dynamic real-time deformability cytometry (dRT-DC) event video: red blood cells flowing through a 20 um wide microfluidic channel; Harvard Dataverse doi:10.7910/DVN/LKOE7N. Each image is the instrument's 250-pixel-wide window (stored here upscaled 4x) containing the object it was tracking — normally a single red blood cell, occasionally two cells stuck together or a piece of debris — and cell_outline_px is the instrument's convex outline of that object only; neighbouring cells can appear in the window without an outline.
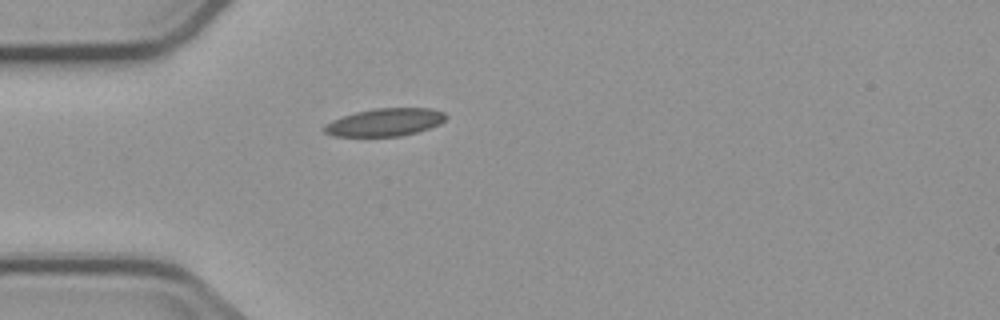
{"species": "common noctule bat (a hibernating species)", "species_latin": "Nyctalus noctula", "temperature_condition": "cold", "stored_images_in_passage": 1, "camera_frame_rate_fps": 3000, "um_per_image_px": 0.085, "animal": {"sex": "male", "body_mass_g": 23.1, "forearm_length_mm": 52.7}, "frame": {"image": 1, "passage_image": 1, "time_ms": 0.0, "image_size_px": [1000, 320], "cell_outline_px": [[448, 116], [440, 124], [416, 132], [400, 136], [332, 136], [324, 132], [320, 128], [324, 124], [332, 120], [356, 112], [372, 108], [432, 108], [444, 112]], "centroid_in_image_um": [32.69, 10.39], "position_along_channel_um": 52.3, "area_um2": 19.77}}